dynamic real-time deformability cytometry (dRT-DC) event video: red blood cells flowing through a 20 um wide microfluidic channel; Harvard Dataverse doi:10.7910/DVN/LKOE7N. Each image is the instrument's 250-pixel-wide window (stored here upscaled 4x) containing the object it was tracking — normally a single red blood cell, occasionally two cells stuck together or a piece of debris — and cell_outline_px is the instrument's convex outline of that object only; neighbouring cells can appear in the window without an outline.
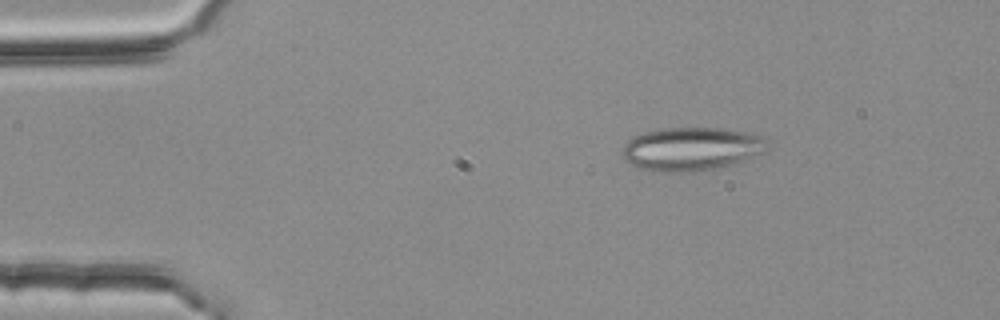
{"species": "common noctule bat (a hibernating species)", "species_latin": "Nyctalus noctula", "temperature_condition": "room temperature", "stored_images_in_passage": 48, "camera_frame_rate_fps": 3000, "um_per_image_px": 0.085, "animal": {"sex": "female", "body_mass_g": 25.1}, "frame": {"image": 1, "passage_image": 3, "time_ms": 0.667, "image_size_px": [1000, 320], "cell_outline_px": [[768, 148], [744, 160], [732, 164], [716, 168], [696, 172], [652, 172], [636, 168], [628, 164], [624, 160], [624, 144], [628, 140], [636, 136], [648, 132], [664, 128], [716, 128], [744, 132], [760, 136], [768, 140]], "centroid_in_image_um": [58.72, 12.69], "position_along_channel_um": 26.3, "area_um2": 36.53}}
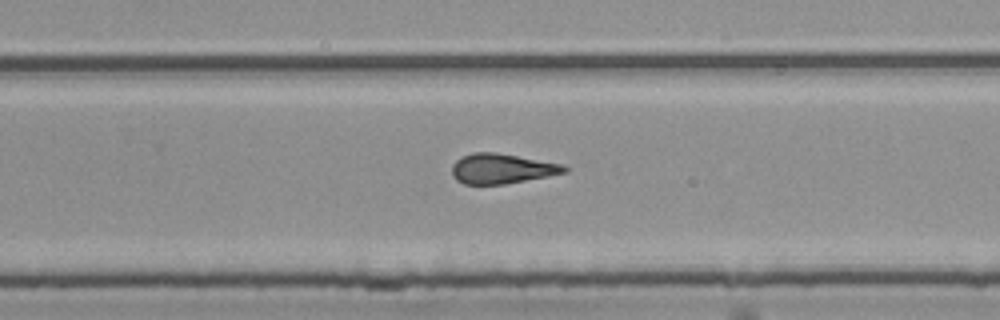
{"frame": {"image": 2, "passage_image": 29, "time_ms": 9.333, "image_size_px": [1000, 320], "cell_outline_px": [[568, 168], [564, 172], [548, 176], [504, 184], [464, 184], [456, 180], [452, 176], [452, 164], [460, 156], [472, 152], [496, 152], [560, 164]], "centroid_in_image_um": [42.56, 14.33], "position_along_channel_um": 287.2, "area_um2": 19.48}}
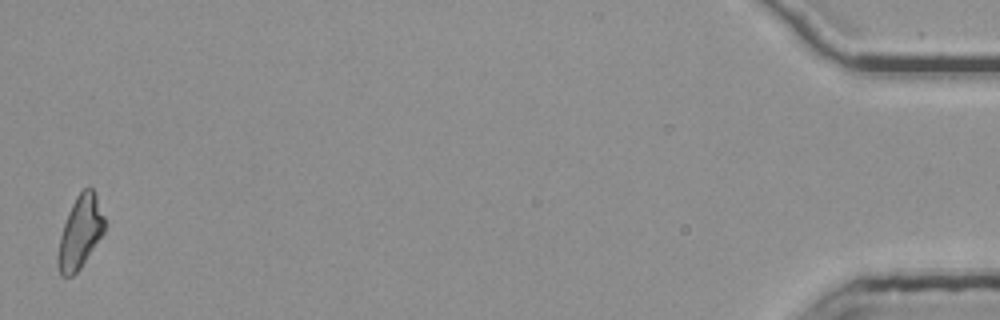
{"frame": {"image": 3, "passage_image": 48, "time_ms": 15.667, "image_size_px": [1000, 320], "cell_outline_px": [[108, 224], [104, 232], [80, 268], [72, 276], [60, 276], [56, 256], [60, 236], [68, 212], [76, 196], [84, 188], [92, 188], [96, 196]], "centroid_in_image_um": [6.82, 19.75], "position_along_channel_um": 428.4, "area_um2": 19.71}, "authors_computed_cell_mechanics": {"area_um2": 20.0566, "velocity_mm_per_s": 3.7627, "shape_relaxation_time_tau1_ms": null, "shape_relaxation_time_tau2_ms": 4.0007, "deformation_change_tau1": null, "deformation_change_tau2": 0.1563}}